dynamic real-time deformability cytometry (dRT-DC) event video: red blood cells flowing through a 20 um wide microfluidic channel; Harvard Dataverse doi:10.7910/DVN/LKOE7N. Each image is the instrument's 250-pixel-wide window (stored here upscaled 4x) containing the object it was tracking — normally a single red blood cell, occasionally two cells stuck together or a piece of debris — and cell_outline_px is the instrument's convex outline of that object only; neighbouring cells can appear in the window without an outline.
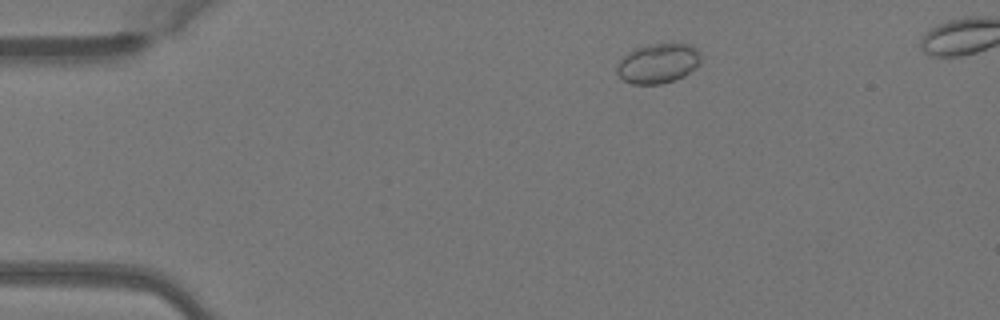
{"species": "Egyptian fruit bat (a non-hibernating species)", "species_latin": "Rousettus aegyptiacus", "temperature_condition": "warm", "stored_images_in_passage": 21, "camera_frame_rate_fps": 3000, "um_per_image_px": 0.085, "animal": {"sex": "female"}, "frame": {"image": 1, "passage_image": 6, "time_ms": 1.667, "image_size_px": [1000, 320], "cell_outline_px": [[700, 60], [684, 76], [660, 84], [632, 84], [624, 80], [616, 72], [616, 68], [620, 60], [628, 52], [636, 48], [648, 44], [692, 44], [700, 52]], "centroid_in_image_um": [55.9, 5.38], "position_along_channel_um": 29.1, "area_um2": 19.13}}
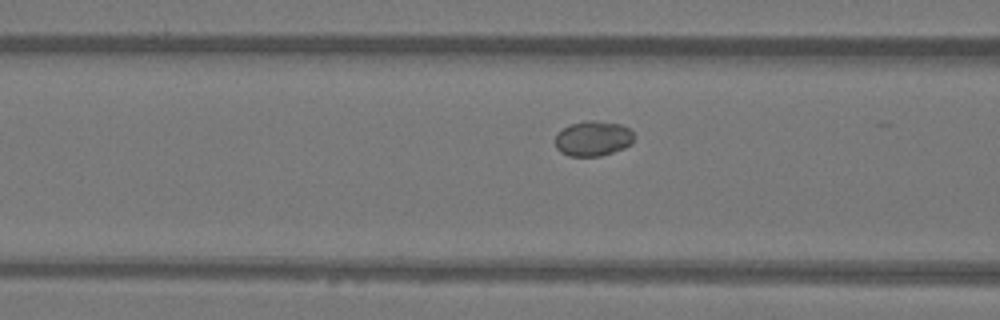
{"frame": {"image": 2, "passage_image": 17, "time_ms": 5.333, "image_size_px": [1000, 320], "cell_outline_px": [[636, 136], [632, 144], [624, 148], [600, 156], [568, 156], [560, 152], [556, 148], [556, 136], [564, 128], [572, 124], [584, 120], [596, 120], [620, 124], [628, 128]], "centroid_in_image_um": [50.44, 11.77], "position_along_channel_um": 116.2, "area_um2": 16.18}}
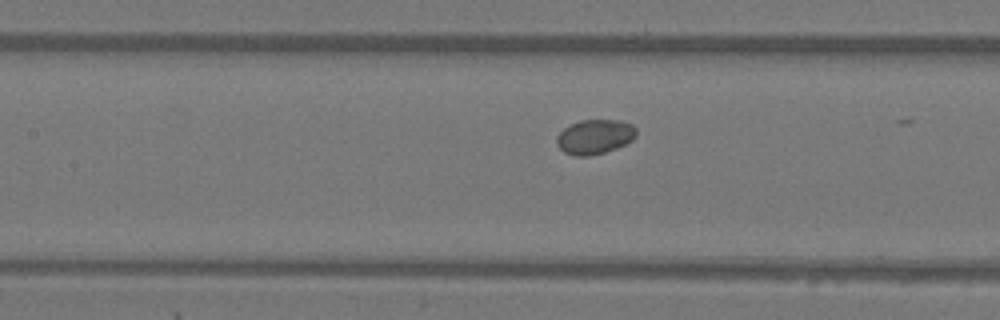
{"frame": {"image": 3, "passage_image": 20, "time_ms": 6.333, "image_size_px": [1000, 320], "cell_outline_px": [[636, 136], [632, 140], [616, 148], [592, 156], [572, 156], [564, 152], [556, 144], [556, 136], [564, 128], [580, 120], [620, 120], [632, 124], [636, 128]], "centroid_in_image_um": [50.54, 11.63], "position_along_channel_um": 156.9, "area_um2": 16.13}}